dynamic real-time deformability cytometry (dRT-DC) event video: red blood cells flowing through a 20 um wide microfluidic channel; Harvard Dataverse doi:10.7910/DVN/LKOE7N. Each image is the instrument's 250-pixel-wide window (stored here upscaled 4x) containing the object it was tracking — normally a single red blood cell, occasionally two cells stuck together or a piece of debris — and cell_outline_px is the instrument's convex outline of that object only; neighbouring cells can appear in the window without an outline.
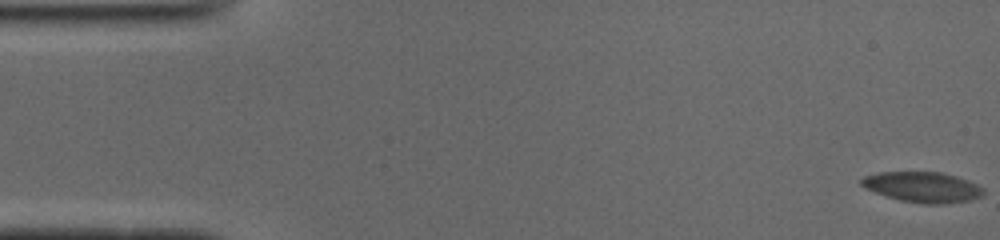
{"species": "common noctule bat (a hibernating species)", "species_latin": "Nyctalus noctula", "temperature_condition": "cold", "stored_images_in_passage": 56, "camera_frame_rate_fps": 3000, "um_per_image_px": 0.085, "animal": {"sex": "male", "body_mass_g": 19.0, "forearm_length_mm": 50.8}, "frame": {"image": 1, "passage_image": 1, "time_ms": 0.0, "image_size_px": [1000, 240], "cell_outline_px": [[984, 192], [980, 196], [968, 200], [940, 204], [928, 204], [900, 200], [876, 192], [860, 184], [860, 180], [864, 176], [884, 172], [940, 172], [976, 184]], "centroid_in_image_um": [78.38, 15.9], "position_along_channel_um": 6.6, "area_um2": 20.87}}
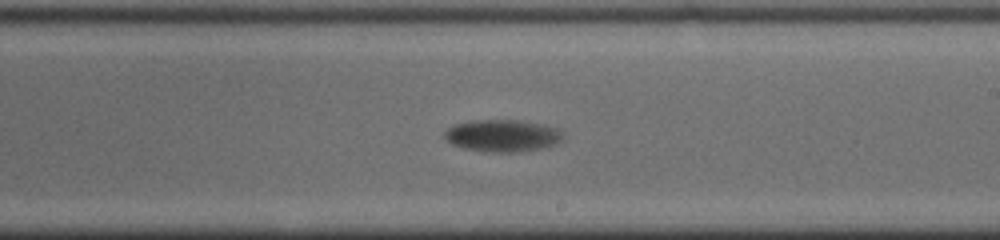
{"frame": {"image": 2, "passage_image": 32, "time_ms": 10.333, "image_size_px": [1000, 240], "cell_outline_px": [[564, 136], [560, 140], [552, 144], [540, 148], [516, 152], [496, 152], [464, 148], [452, 144], [444, 136], [444, 132], [448, 128], [456, 124], [472, 120], [516, 120], [540, 124], [552, 128], [560, 132]], "centroid_in_image_um": [42.64, 11.52], "position_along_channel_um": 246.4, "area_um2": 21.5}}
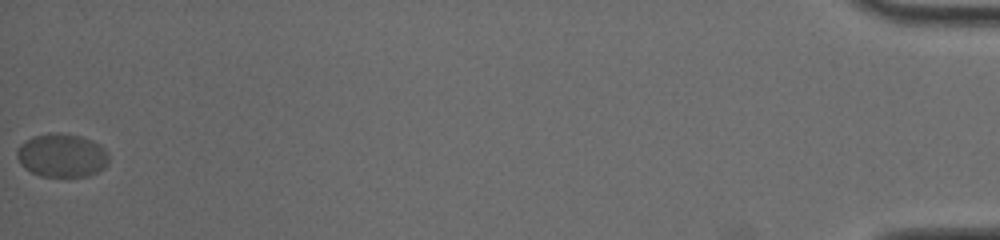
{"frame": {"image": 3, "passage_image": 56, "time_ms": 18.333, "image_size_px": [1000, 240], "cell_outline_px": [[108, 164], [104, 168], [88, 176], [40, 176], [24, 168], [20, 164], [16, 156], [16, 152], [20, 144], [24, 140], [32, 136], [48, 132], [60, 132], [80, 136], [92, 140], [100, 144], [108, 152]], "centroid_in_image_um": [5.24, 13.19], "position_along_channel_um": 430.0, "area_um2": 23.64}, "authors_computed_cell_mechanics": {"area_um2": 21.3282, "velocity_mm_per_s": 3.6286, "shape_relaxation_time_tau1_ms": 8.5869, "shape_relaxation_time_tau2_ms": null, "deformation_change_tau1": 0.2393, "deformation_change_tau2": null}}